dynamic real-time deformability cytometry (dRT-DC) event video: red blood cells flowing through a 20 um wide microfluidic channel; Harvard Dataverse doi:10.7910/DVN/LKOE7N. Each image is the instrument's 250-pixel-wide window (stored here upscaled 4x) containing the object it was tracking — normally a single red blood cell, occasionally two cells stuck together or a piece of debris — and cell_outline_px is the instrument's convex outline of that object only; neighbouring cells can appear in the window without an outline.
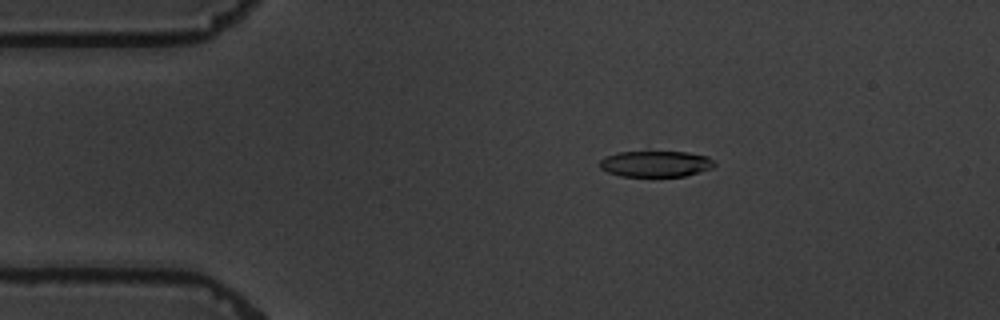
{"species": "common noctule bat (a hibernating species)", "species_latin": "Nyctalus noctula", "temperature_condition": "warm", "stored_images_in_passage": 5, "camera_frame_rate_fps": 3000, "um_per_image_px": 0.085, "animal": {"sex": "male", "body_mass_g": 19.5, "forearm_length_mm": 54.6}, "frame": {"image": 1, "passage_image": 2, "time_ms": 1.333, "image_size_px": [1000, 320], "cell_outline_px": [[716, 164], [712, 168], [700, 172], [684, 176], [620, 176], [608, 172], [600, 168], [600, 160], [604, 156], [620, 152], [688, 152], [708, 156]], "centroid_in_image_um": [55.73, 13.92], "position_along_channel_um": 29.3, "area_um2": 17.4}}
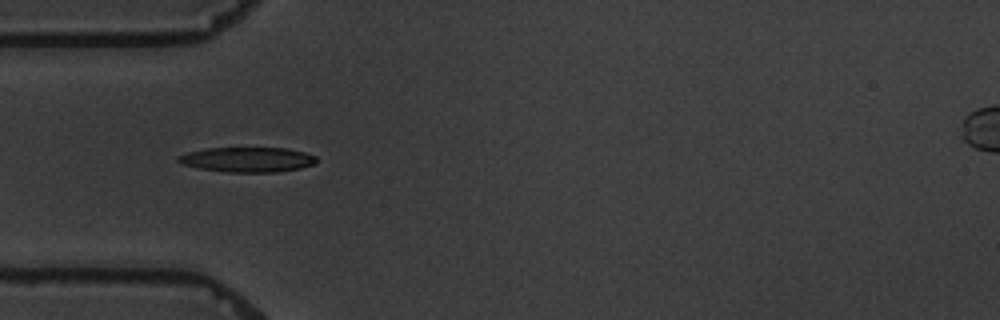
{"frame": {"image": 2, "passage_image": 4, "time_ms": 3.667, "image_size_px": [1000, 320], "cell_outline_px": [[316, 164], [300, 168], [276, 172], [228, 172], [200, 168], [180, 164], [176, 160], [176, 156], [188, 152], [204, 148], [288, 148], [304, 152], [316, 156]], "centroid_in_image_um": [21.01, 13.56], "position_along_channel_um": 64.0, "area_um2": 20.17}}